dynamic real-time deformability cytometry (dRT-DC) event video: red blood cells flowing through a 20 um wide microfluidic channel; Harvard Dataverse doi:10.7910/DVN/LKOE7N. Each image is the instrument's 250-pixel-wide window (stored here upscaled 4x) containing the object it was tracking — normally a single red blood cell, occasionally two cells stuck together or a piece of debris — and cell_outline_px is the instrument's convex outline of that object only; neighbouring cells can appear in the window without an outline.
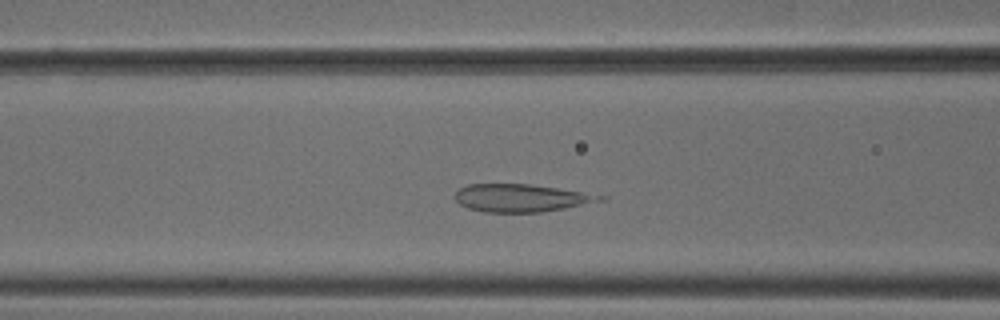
{"species": "common noctule bat (a hibernating species)", "species_latin": "Nyctalus noctula", "temperature_condition": "cold", "stored_images_in_passage": 46, "segment_of_instrument_passage": [1, 2], "camera_frame_rate_fps": 3000, "um_per_image_px": 0.085, "animal": {"sex": "male", "body_mass_g": 18.8}, "frame": {"image": 1, "passage_image": 13, "time_ms": 4.0, "image_size_px": [1000, 320], "cell_outline_px": [[588, 200], [580, 204], [564, 208], [540, 212], [484, 212], [468, 208], [460, 204], [452, 196], [460, 188], [468, 184], [528, 184], [556, 188], [580, 192], [588, 196]], "centroid_in_image_um": [43.91, 16.82], "position_along_channel_um": 122.7, "area_um2": 22.02}}
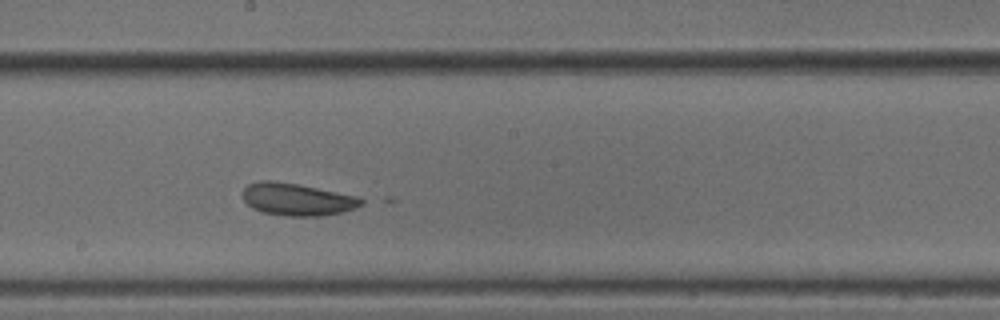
{"frame": {"image": 2, "passage_image": 21, "time_ms": 6.667, "image_size_px": [1000, 320], "cell_outline_px": [[368, 200], [364, 204], [356, 208], [324, 216], [284, 216], [264, 212], [252, 208], [244, 200], [244, 188], [248, 184], [260, 180], [272, 180], [296, 184], [360, 196]], "centroid_in_image_um": [25.32, 16.95], "position_along_channel_um": 222.9, "area_um2": 22.48}}
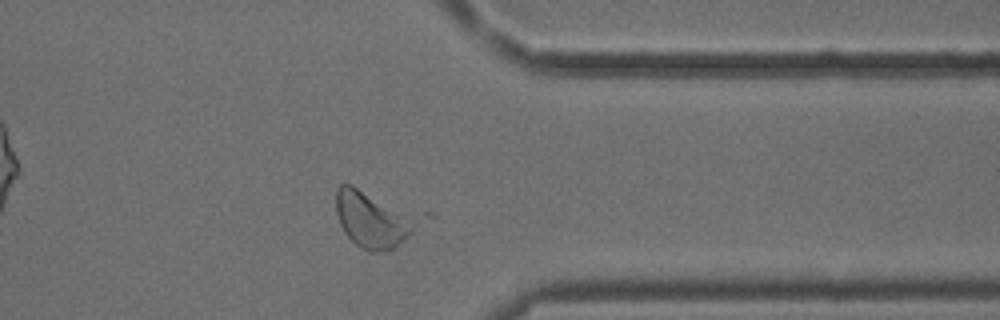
{"frame": {"image": 3, "passage_image": 34, "time_ms": 11.0, "image_size_px": [1000, 320], "cell_outline_px": [[412, 232], [408, 236], [388, 252], [368, 252], [360, 248], [344, 232], [340, 224], [336, 212], [336, 188], [340, 184], [352, 184], [412, 224]], "centroid_in_image_um": [31.39, 18.75], "position_along_channel_um": 380.0, "area_um2": 23.76}}